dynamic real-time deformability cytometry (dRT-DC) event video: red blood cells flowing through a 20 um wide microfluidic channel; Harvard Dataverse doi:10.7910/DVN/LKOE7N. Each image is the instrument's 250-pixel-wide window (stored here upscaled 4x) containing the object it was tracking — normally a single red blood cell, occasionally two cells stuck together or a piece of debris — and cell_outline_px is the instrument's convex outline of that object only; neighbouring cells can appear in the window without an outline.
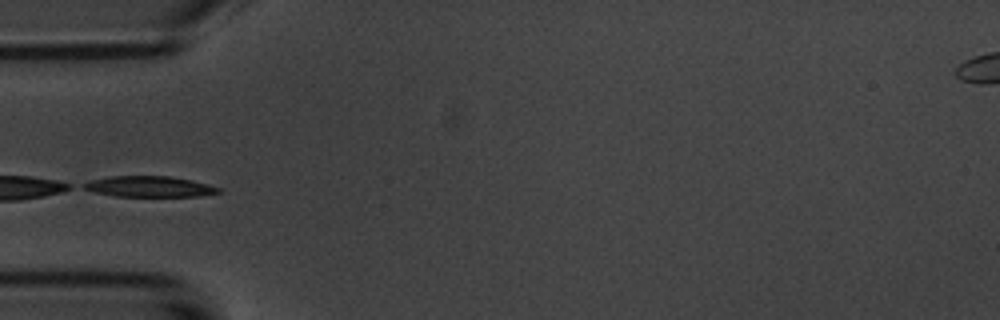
{"species": "common noctule bat (a hibernating species)", "species_latin": "Nyctalus noctula", "temperature_condition": "room temperature", "stored_images_in_passage": 9, "camera_frame_rate_fps": 3000, "um_per_image_px": 0.085, "animal": {"sex": "male", "body_mass_g": 20.1, "forearm_length_mm": 53.5}, "frame": {"image": 1, "passage_image": 1, "time_ms": 0.0, "image_size_px": [1000, 320], "cell_outline_px": [[220, 192], [200, 196], [116, 196], [92, 192], [84, 188], [80, 184], [92, 180], [108, 176], [168, 176], [192, 180], [208, 184], [220, 188]], "centroid_in_image_um": [12.66, 15.85], "position_along_channel_um": 72.3, "area_um2": 16.3}}
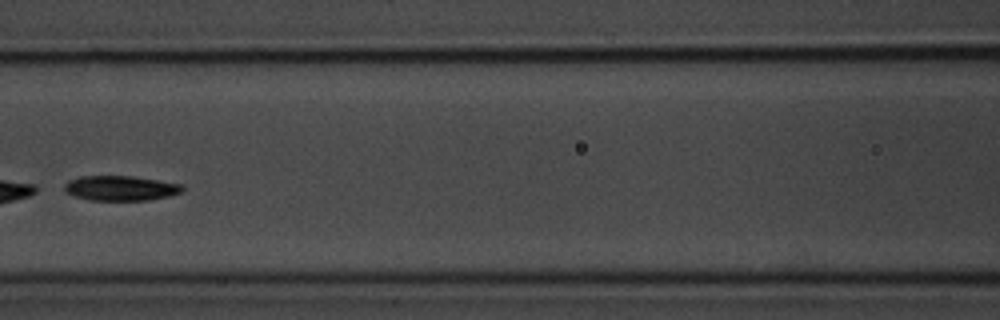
{"frame": {"image": 2, "passage_image": 3, "time_ms": 2.333, "image_size_px": [1000, 320], "cell_outline_px": [[184, 192], [168, 196], [148, 200], [88, 200], [72, 196], [64, 192], [64, 184], [68, 180], [80, 176], [132, 176], [180, 184], [184, 188]], "centroid_in_image_um": [10.19, 16.0], "position_along_channel_um": 156.4, "area_um2": 17.22}}
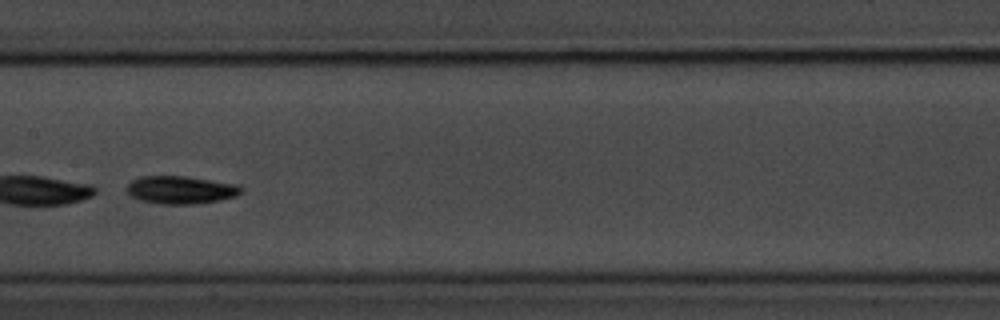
{"frame": {"image": 3, "passage_image": 4, "time_ms": 3.333, "image_size_px": [1000, 320], "cell_outline_px": [[240, 192], [236, 196], [220, 200], [192, 204], [160, 204], [140, 200], [132, 196], [128, 192], [128, 184], [132, 180], [140, 176], [184, 176], [236, 184], [240, 188]], "centroid_in_image_um": [15.33, 16.14], "position_along_channel_um": 192.1, "area_um2": 18.26}}